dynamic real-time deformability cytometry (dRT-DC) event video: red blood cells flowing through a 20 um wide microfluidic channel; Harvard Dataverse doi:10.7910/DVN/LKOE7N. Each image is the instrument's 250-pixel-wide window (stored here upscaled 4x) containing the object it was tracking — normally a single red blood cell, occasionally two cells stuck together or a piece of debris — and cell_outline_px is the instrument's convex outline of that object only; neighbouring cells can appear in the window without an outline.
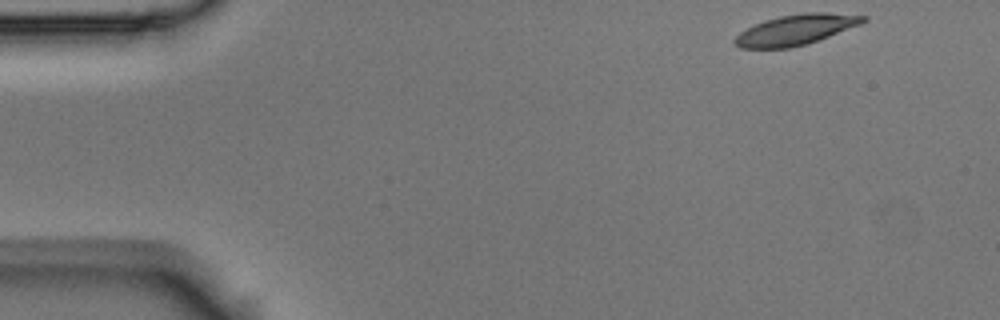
{"species": "Egyptian fruit bat (a non-hibernating species)", "species_latin": "Rousettus aegyptiacus", "temperature_condition": "room temperature", "stored_images_in_passage": 4, "camera_frame_rate_fps": 3000, "um_per_image_px": 0.085, "animal": {"sex": "male"}, "frame": {"image": 1, "passage_image": 1, "time_ms": 0.0, "image_size_px": [1000, 320], "cell_outline_px": [[868, 20], [860, 24], [828, 36], [804, 44], [788, 48], [740, 48], [732, 40], [740, 32], [764, 20], [780, 16], [804, 12], [824, 12], [868, 16]], "centroid_in_image_um": [67.63, 2.51], "position_along_channel_um": 17.4, "area_um2": 22.37}}
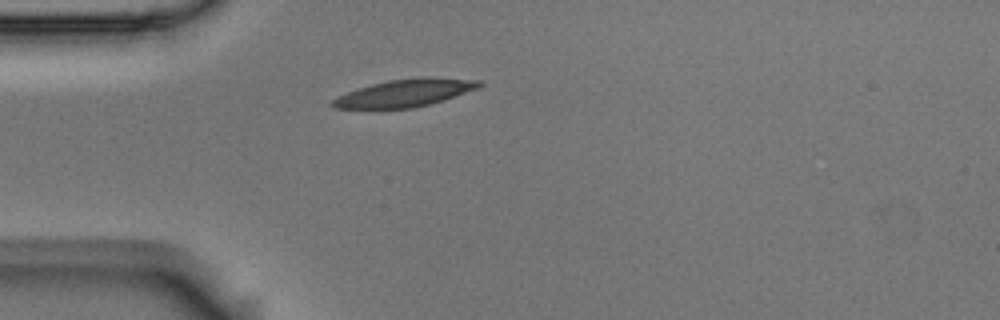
{"frame": {"image": 2, "passage_image": 4, "time_ms": 1.0, "image_size_px": [1000, 320], "cell_outline_px": [[484, 84], [476, 88], [444, 100], [412, 108], [372, 112], [336, 108], [328, 104], [332, 100], [348, 92], [372, 84], [388, 80], [420, 76], [428, 76], [484, 80]], "centroid_in_image_um": [34.35, 7.94], "position_along_channel_um": 50.6, "area_um2": 24.51}}